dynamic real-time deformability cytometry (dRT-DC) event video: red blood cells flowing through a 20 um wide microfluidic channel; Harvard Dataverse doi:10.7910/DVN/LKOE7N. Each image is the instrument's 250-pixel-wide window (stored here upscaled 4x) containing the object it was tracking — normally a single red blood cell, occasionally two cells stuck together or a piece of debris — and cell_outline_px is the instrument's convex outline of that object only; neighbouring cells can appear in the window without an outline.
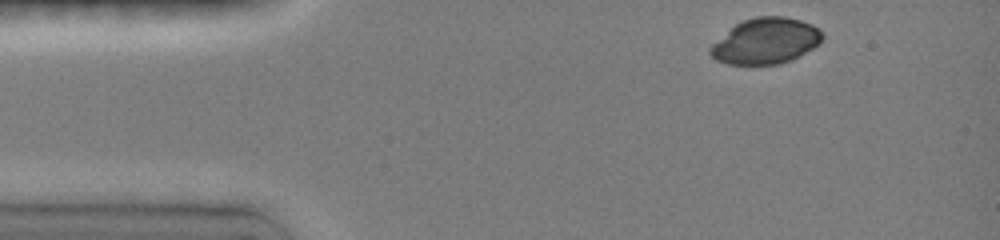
{"species": "common noctule bat (a hibernating species)", "species_latin": "Nyctalus noctula", "temperature_condition": "room temperature", "stored_images_in_passage": 4, "camera_frame_rate_fps": 3000, "um_per_image_px": 0.085, "animal": {"sex": "female", "body_mass_g": 19.0, "forearm_length_mm": 51.5}, "frame": {"image": 1, "passage_image": 1, "time_ms": 0.0, "image_size_px": [1000, 240], "cell_outline_px": [[824, 36], [820, 44], [792, 60], [780, 64], [728, 64], [716, 60], [708, 52], [708, 48], [736, 24], [744, 20], [756, 16], [784, 16], [800, 20], [812, 24], [820, 28]], "centroid_in_image_um": [65.12, 3.49], "position_along_channel_um": 19.9, "area_um2": 29.94}}